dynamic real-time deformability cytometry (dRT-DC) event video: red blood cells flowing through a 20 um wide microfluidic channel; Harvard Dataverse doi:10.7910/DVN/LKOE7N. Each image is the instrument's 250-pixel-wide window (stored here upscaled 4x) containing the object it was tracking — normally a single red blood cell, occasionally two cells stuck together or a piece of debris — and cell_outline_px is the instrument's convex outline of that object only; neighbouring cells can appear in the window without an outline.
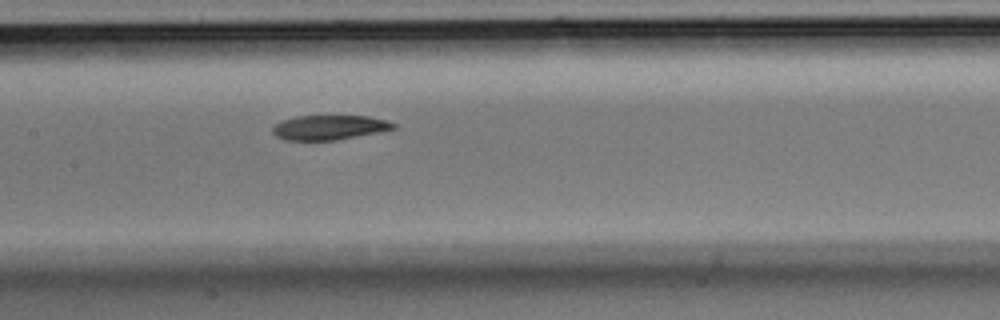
{"species": "Egyptian fruit bat (a non-hibernating species)", "species_latin": "Rousettus aegyptiacus", "temperature_condition": "room temperature", "stored_images_in_passage": 4, "camera_frame_rate_fps": 3000, "um_per_image_px": 0.085, "animal": {"sex": "male"}, "frame": {"image": 1, "passage_image": 4, "time_ms": 1.0, "image_size_px": [1000, 320], "cell_outline_px": [[396, 128], [380, 132], [336, 140], [284, 140], [276, 136], [272, 132], [272, 128], [280, 120], [296, 116], [368, 116], [388, 120], [396, 124]], "centroid_in_image_um": [27.99, 10.83], "position_along_channel_um": 179.4, "area_um2": 17.46}}